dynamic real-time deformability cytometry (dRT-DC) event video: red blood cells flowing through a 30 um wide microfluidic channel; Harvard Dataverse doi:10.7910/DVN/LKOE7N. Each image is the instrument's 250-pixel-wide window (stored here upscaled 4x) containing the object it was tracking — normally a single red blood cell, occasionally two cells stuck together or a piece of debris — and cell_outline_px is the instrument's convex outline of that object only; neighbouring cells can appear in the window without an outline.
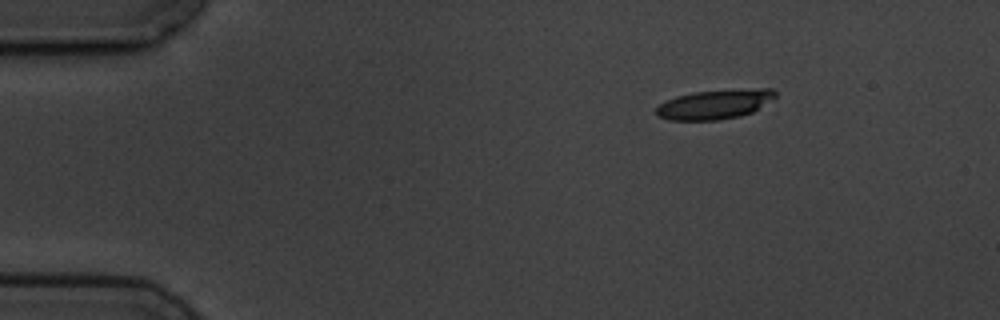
{"species": "common noctule bat (a hibernating species)", "species_latin": "Nyctalus noctula", "temperature_condition": "cold", "stored_images_in_passage": 5, "camera_frame_rate_fps": 3000, "um_per_image_px": 0.085, "animal": {"sex": "male", "body_mass_g": 19.5, "forearm_length_mm": 54.6}, "frame": {"image": 1, "passage_image": 1, "time_ms": 0.0, "image_size_px": [1000, 320], "cell_outline_px": [[776, 96], [752, 112], [740, 116], [720, 120], [668, 120], [656, 116], [656, 108], [660, 104], [676, 96], [692, 92], [760, 88], [772, 88], [776, 92]], "centroid_in_image_um": [60.73, 8.87], "position_along_channel_um": 24.3, "area_um2": 20.35}}